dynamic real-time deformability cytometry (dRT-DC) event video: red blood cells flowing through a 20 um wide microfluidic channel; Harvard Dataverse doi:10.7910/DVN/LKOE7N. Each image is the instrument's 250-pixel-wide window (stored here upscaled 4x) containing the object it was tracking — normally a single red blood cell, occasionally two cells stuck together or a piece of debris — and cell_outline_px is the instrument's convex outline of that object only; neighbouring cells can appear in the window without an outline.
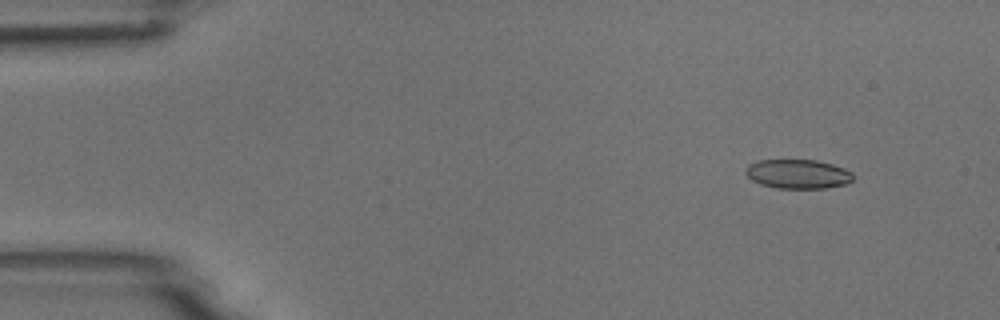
{"species": "common noctule bat (a hibernating species)", "species_latin": "Nyctalus noctula", "temperature_condition": "room temperature", "stored_images_in_passage": 4, "camera_frame_rate_fps": 3000, "um_per_image_px": 0.085, "animal": {"sex": "male", "body_mass_g": 18.8}, "frame": {"image": 1, "passage_image": 2, "time_ms": 1.333, "image_size_px": [1000, 320], "cell_outline_px": [[852, 180], [844, 184], [824, 188], [776, 188], [760, 184], [752, 180], [744, 172], [744, 168], [748, 164], [756, 160], [816, 160], [832, 164], [844, 168], [852, 172]], "centroid_in_image_um": [67.77, 14.78], "position_along_channel_um": 17.2, "area_um2": 18.32}}
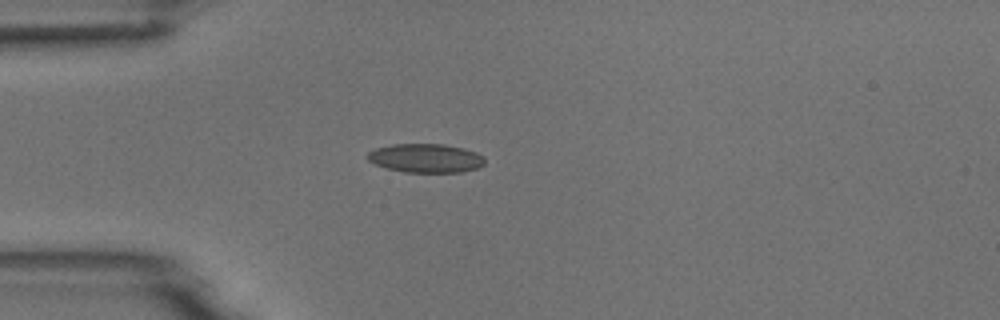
{"frame": {"image": 2, "passage_image": 4, "time_ms": 4.333, "image_size_px": [1000, 320], "cell_outline_px": [[484, 164], [476, 168], [460, 172], [404, 172], [388, 168], [376, 164], [368, 160], [364, 156], [368, 152], [376, 148], [392, 144], [444, 144], [464, 148], [476, 152], [484, 156]], "centroid_in_image_um": [36.17, 13.43], "position_along_channel_um": 48.8, "area_um2": 19.71}}